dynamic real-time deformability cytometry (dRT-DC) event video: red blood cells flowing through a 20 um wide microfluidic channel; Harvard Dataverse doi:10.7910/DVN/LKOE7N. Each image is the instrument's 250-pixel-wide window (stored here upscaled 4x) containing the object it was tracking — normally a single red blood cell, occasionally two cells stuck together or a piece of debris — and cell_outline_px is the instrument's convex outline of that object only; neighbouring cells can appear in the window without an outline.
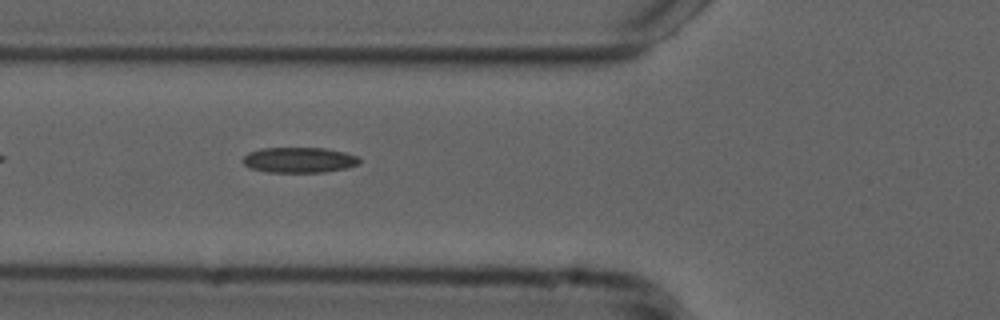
{"species": "common noctule bat (a hibernating species)", "species_latin": "Nyctalus noctula", "temperature_condition": "cold", "stored_images_in_passage": 36, "camera_frame_rate_fps": 3000, "um_per_image_px": 0.085, "animal": {"sex": "male", "forearm_length_mm": 52.5}, "frame": {"image": 1, "passage_image": 3, "time_ms": 0.667, "image_size_px": [1000, 320], "cell_outline_px": [[360, 164], [348, 168], [324, 172], [268, 172], [248, 168], [240, 160], [248, 152], [260, 148], [324, 148], [344, 152], [356, 156], [360, 160]], "centroid_in_image_um": [25.39, 13.6], "position_along_channel_um": 100.4, "area_um2": 17.46}}
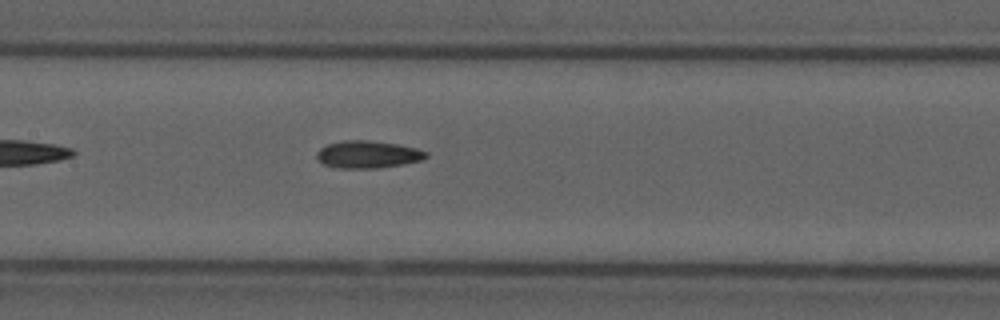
{"frame": {"image": 2, "passage_image": 9, "time_ms": 2.667, "image_size_px": [1000, 320], "cell_outline_px": [[428, 156], [424, 160], [404, 164], [380, 168], [340, 168], [324, 164], [316, 156], [316, 152], [320, 148], [328, 144], [344, 140], [368, 140], [396, 144], [416, 148], [428, 152]], "centroid_in_image_um": [31.3, 13.13], "position_along_channel_um": 176.1, "area_um2": 17.46}}
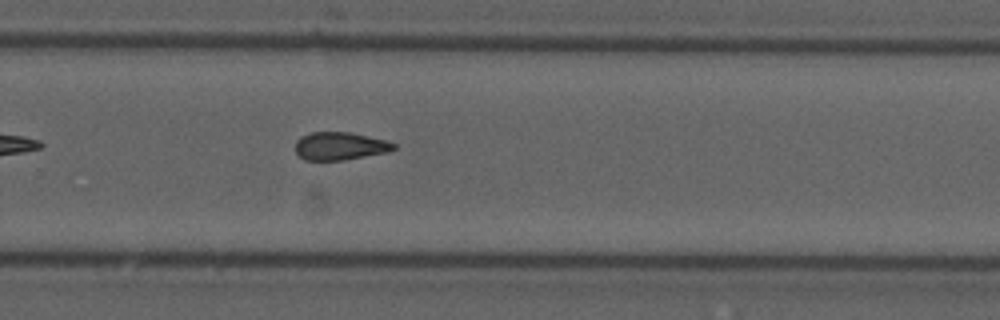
{"frame": {"image": 3, "passage_image": 19, "time_ms": 6.0, "image_size_px": [1000, 320], "cell_outline_px": [[396, 148], [388, 152], [344, 160], [304, 160], [296, 152], [296, 140], [300, 136], [312, 132], [352, 132], [384, 140], [396, 144]], "centroid_in_image_um": [28.89, 12.41], "position_along_channel_um": 300.9, "area_um2": 16.01}}